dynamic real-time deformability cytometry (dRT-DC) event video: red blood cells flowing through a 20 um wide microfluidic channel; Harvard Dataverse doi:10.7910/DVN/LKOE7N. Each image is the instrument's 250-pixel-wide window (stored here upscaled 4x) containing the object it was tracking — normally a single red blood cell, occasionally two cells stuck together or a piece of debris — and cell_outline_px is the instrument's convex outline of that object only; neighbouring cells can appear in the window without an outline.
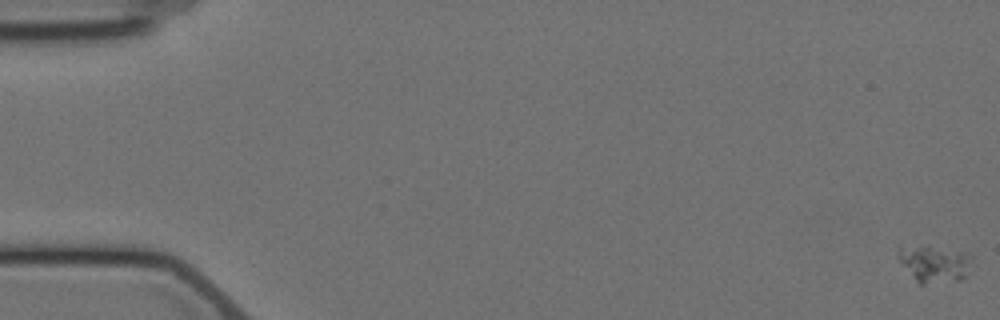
{"species": "Egyptian fruit bat (a non-hibernating species)", "species_latin": "Rousettus aegyptiacus", "temperature_condition": "cold", "stored_images_in_passage": 5, "camera_frame_rate_fps": 3000, "um_per_image_px": 0.085, "animal": {"sex": "female"}, "frame": {"image": 1, "passage_image": 1, "time_ms": 0.0, "image_size_px": [1000, 320], "cell_outline_px": [[972, 260], [968, 276], [960, 280], [924, 284], [920, 284], [916, 280], [900, 260], [896, 248], [896, 244], [928, 244], [972, 252]], "centroid_in_image_um": [79.46, 22.32], "position_along_channel_um": 5.5, "area_um2": 16.82}}
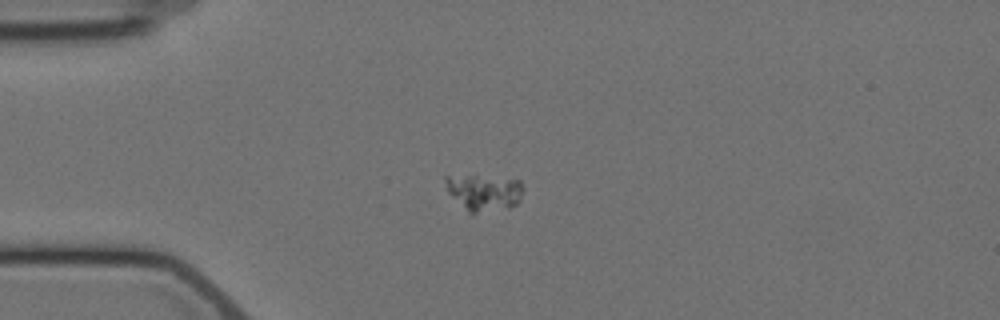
{"frame": {"image": 2, "passage_image": 5, "time_ms": 5.0, "image_size_px": [1000, 320], "cell_outline_px": [[524, 188], [520, 200], [516, 204], [508, 208], [472, 216], [448, 192], [444, 180], [444, 176], [476, 176], [520, 180]], "centroid_in_image_um": [41.15, 16.4], "position_along_channel_um": 43.8, "area_um2": 16.65}}